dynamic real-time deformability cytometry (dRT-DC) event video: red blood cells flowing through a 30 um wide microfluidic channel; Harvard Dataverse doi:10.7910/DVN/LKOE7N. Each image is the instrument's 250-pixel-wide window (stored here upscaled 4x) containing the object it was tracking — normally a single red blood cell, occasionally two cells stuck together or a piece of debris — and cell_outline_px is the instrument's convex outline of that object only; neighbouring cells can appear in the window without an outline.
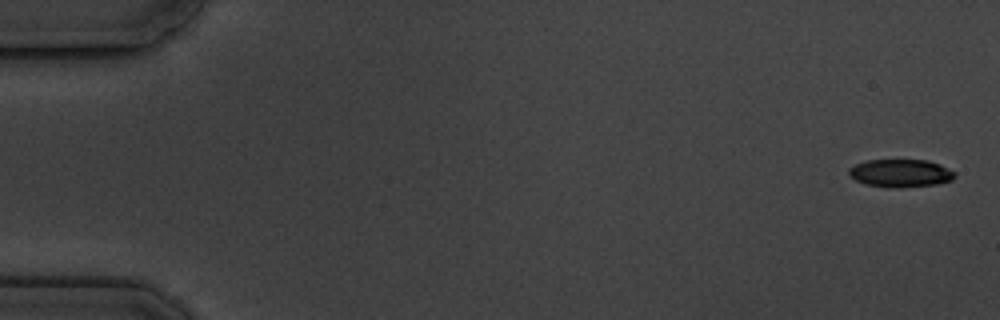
{"species": "common noctule bat (a hibernating species)", "species_latin": "Nyctalus noctula", "temperature_condition": "cold", "stored_images_in_passage": 6, "camera_frame_rate_fps": 3000, "um_per_image_px": 0.085, "animal": {"sex": "male", "body_mass_g": 19.5, "forearm_length_mm": 54.6}, "frame": {"image": 1, "passage_image": 1, "time_ms": 0.0, "image_size_px": [1000, 320], "cell_outline_px": [[956, 176], [952, 180], [936, 184], [900, 188], [888, 188], [868, 184], [856, 180], [848, 176], [848, 168], [856, 164], [868, 160], [928, 160], [940, 164], [956, 172]], "centroid_in_image_um": [76.56, 14.72], "position_along_channel_um": 8.4, "area_um2": 17.34}}
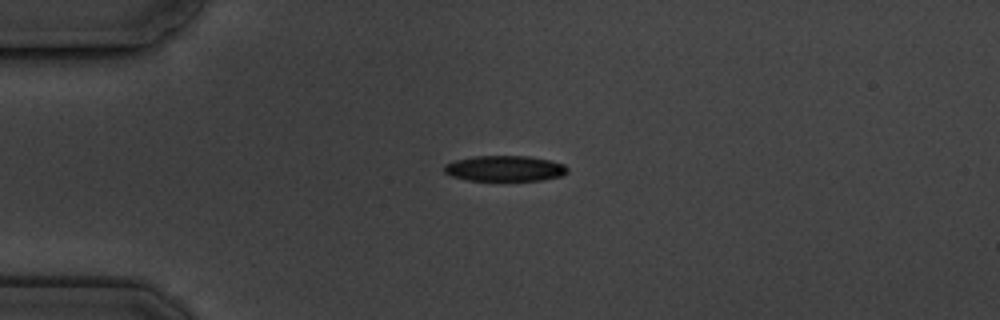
{"frame": {"image": 2, "passage_image": 4, "time_ms": 4.333, "image_size_px": [1000, 320], "cell_outline_px": [[568, 172], [564, 176], [544, 180], [468, 180], [452, 176], [444, 172], [444, 164], [456, 160], [476, 156], [528, 156], [548, 160], [564, 164], [568, 168]], "centroid_in_image_um": [42.94, 14.32], "position_along_channel_um": 42.1, "area_um2": 18.38}}